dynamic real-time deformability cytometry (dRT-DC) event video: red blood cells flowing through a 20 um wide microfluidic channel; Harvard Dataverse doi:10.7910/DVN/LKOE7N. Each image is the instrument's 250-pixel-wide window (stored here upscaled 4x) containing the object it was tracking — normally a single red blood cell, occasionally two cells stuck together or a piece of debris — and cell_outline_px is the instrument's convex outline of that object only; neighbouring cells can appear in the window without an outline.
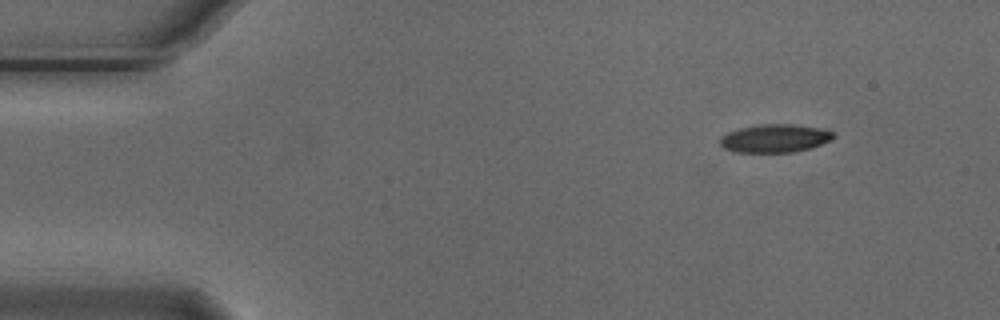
{"species": "Egyptian fruit bat (a non-hibernating species)", "species_latin": "Rousettus aegyptiacus", "temperature_condition": "cold", "stored_images_in_passage": 5, "segment_of_instrument_passage": [2, 2], "camera_frame_rate_fps": 3000, "um_per_image_px": 0.085, "animal": {"sex": "male"}, "frame": {"image": 1, "passage_image": 5, "time_ms": 1.333, "image_size_px": [1000, 320], "cell_outline_px": [[836, 136], [812, 148], [792, 152], [736, 152], [724, 148], [720, 144], [720, 140], [728, 132], [740, 128], [760, 124], [792, 124], [820, 128], [832, 132]], "centroid_in_image_um": [65.86, 11.76], "position_along_channel_um": 19.1, "area_um2": 18.38}}